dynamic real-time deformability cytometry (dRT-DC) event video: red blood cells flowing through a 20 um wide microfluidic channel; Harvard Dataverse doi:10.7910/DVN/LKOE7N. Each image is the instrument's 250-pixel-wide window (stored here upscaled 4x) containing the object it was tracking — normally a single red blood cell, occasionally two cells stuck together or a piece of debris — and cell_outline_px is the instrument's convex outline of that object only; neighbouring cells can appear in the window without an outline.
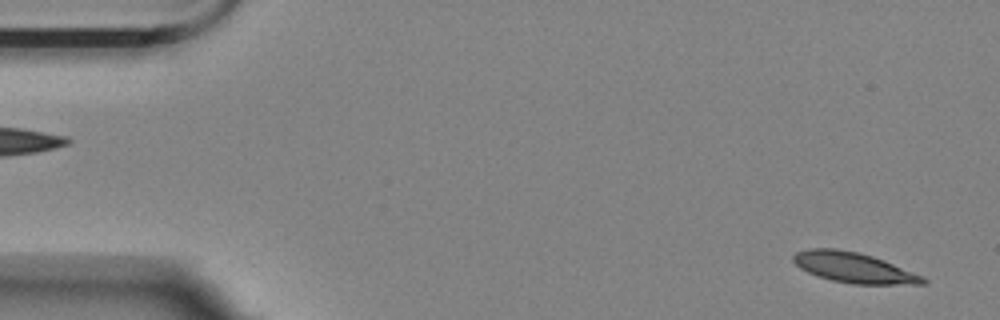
{"species": "Egyptian fruit bat (a non-hibernating species)", "species_latin": "Rousettus aegyptiacus", "temperature_condition": "room temperature", "stored_images_in_passage": 13, "camera_frame_rate_fps": 3000, "um_per_image_px": 0.085, "animal": {"sex": "female"}, "frame": {"image": 1, "passage_image": 2, "time_ms": 0.333, "image_size_px": [1000, 320], "cell_outline_px": [[928, 284], [852, 284], [832, 280], [816, 276], [800, 268], [792, 260], [792, 256], [796, 252], [808, 248], [836, 248], [860, 252], [884, 260], [924, 276], [928, 280]], "centroid_in_image_um": [72.58, 22.74], "position_along_channel_um": 12.4, "area_um2": 23.12}}